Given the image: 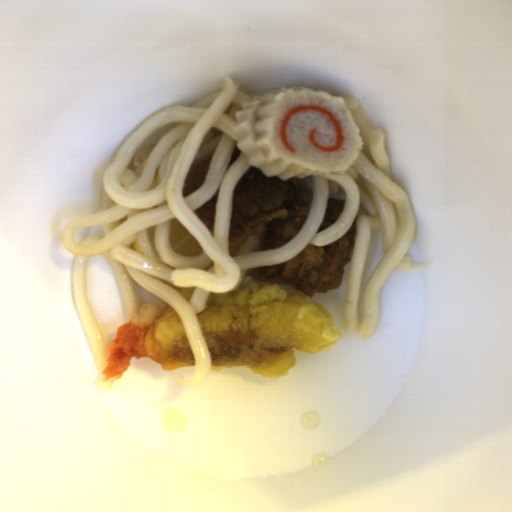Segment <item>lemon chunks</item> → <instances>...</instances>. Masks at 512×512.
Returning a JSON list of instances; mask_svg holds the SVG:
<instances>
[{
    "instance_id": "obj_1",
    "label": "lemon chunks",
    "mask_w": 512,
    "mask_h": 512,
    "mask_svg": "<svg viewBox=\"0 0 512 512\" xmlns=\"http://www.w3.org/2000/svg\"><path fill=\"white\" fill-rule=\"evenodd\" d=\"M168 228L169 244L178 255L188 258L201 255L202 247L182 222L177 218H171Z\"/></svg>"
},
{
    "instance_id": "obj_3",
    "label": "lemon chunks",
    "mask_w": 512,
    "mask_h": 512,
    "mask_svg": "<svg viewBox=\"0 0 512 512\" xmlns=\"http://www.w3.org/2000/svg\"><path fill=\"white\" fill-rule=\"evenodd\" d=\"M132 245H133V247H134L135 251H137V252H139V253H141V254H143V255H144V252H143V250L141 249L140 244H139V242H138V238H137L136 240H134V241H133Z\"/></svg>"
},
{
    "instance_id": "obj_4",
    "label": "lemon chunks",
    "mask_w": 512,
    "mask_h": 512,
    "mask_svg": "<svg viewBox=\"0 0 512 512\" xmlns=\"http://www.w3.org/2000/svg\"><path fill=\"white\" fill-rule=\"evenodd\" d=\"M238 251H239V244L236 246V247H229V254H232V255H237L238 254Z\"/></svg>"
},
{
    "instance_id": "obj_2",
    "label": "lemon chunks",
    "mask_w": 512,
    "mask_h": 512,
    "mask_svg": "<svg viewBox=\"0 0 512 512\" xmlns=\"http://www.w3.org/2000/svg\"><path fill=\"white\" fill-rule=\"evenodd\" d=\"M145 234H146L147 242L151 248L153 255L161 261V257L158 254L156 247H155L156 225L146 228Z\"/></svg>"
}]
</instances>
